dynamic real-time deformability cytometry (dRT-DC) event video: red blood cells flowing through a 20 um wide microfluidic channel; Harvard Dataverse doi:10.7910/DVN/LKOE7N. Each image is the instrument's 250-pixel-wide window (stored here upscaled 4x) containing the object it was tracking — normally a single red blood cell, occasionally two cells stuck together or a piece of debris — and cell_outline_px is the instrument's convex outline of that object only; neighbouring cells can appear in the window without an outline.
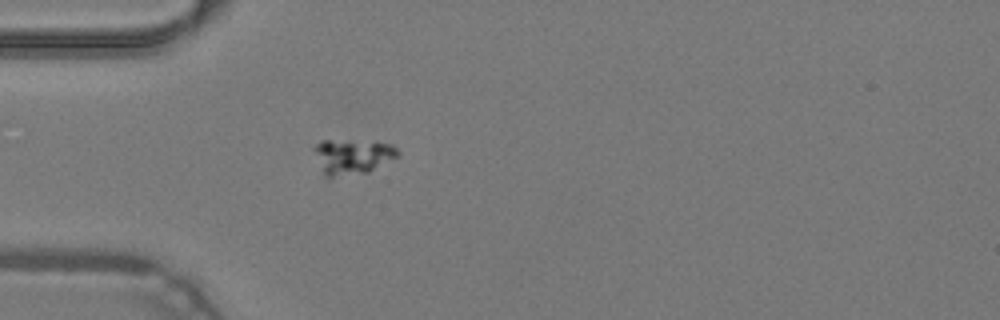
{"species": "common noctule bat (a hibernating species)", "species_latin": "Nyctalus noctula", "temperature_condition": "warm", "stored_images_in_passage": 4, "camera_frame_rate_fps": 3000, "um_per_image_px": 0.085, "animal": {"sex": "male", "body_mass_g": 19.2, "forearm_length_mm": 51.8}, "frame": {"image": 1, "passage_image": 1, "time_ms": 0.0, "image_size_px": [1000, 320], "cell_outline_px": [[400, 156], [368, 172], [332, 176], [324, 176], [312, 148], [320, 140], [328, 140], [392, 144], [400, 152]], "centroid_in_image_um": [29.95, 13.3], "position_along_channel_um": 55.1, "area_um2": 16.76}}